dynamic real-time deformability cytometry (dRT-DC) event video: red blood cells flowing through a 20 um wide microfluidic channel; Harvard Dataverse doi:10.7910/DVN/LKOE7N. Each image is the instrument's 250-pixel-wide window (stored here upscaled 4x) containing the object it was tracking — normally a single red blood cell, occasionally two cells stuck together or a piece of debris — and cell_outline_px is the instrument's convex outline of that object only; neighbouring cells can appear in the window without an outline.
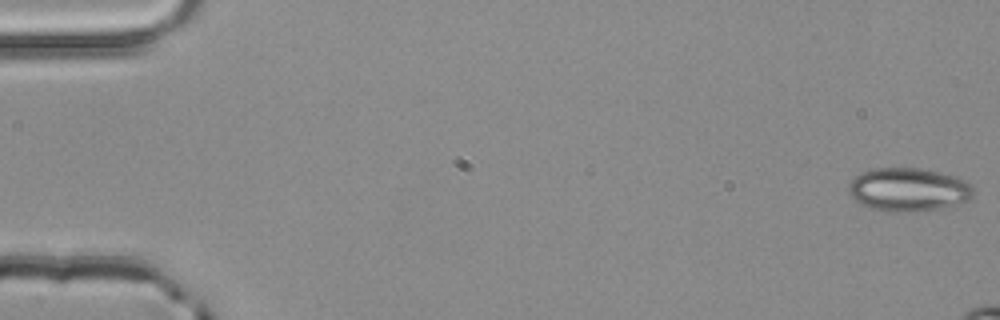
{"species": "common noctule bat (a hibernating species)", "species_latin": "Nyctalus noctula", "temperature_condition": "room temperature", "stored_images_in_passage": 3, "camera_frame_rate_fps": 3000, "um_per_image_px": 0.085, "animal": {"sex": "male", "body_mass_g": 20.4}, "frame": {"image": 1, "passage_image": 1, "time_ms": 0.0, "image_size_px": [1000, 320], "cell_outline_px": [[972, 196], [968, 200], [940, 208], [912, 212], [884, 212], [860, 204], [848, 192], [848, 184], [860, 172], [872, 168], [920, 168], [940, 172], [964, 180], [972, 188]], "centroid_in_image_um": [77.15, 16.11], "position_along_channel_um": 7.8, "area_um2": 31.44}}